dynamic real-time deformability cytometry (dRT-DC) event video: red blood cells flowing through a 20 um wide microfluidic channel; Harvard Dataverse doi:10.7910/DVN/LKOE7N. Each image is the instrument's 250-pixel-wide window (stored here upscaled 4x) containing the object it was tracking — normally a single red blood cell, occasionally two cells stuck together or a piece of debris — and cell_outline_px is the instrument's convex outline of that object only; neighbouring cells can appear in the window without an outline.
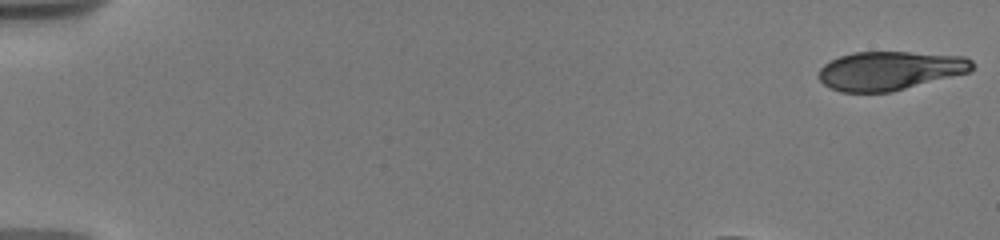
{"species": "human", "species_latin": "Homo sapiens", "temperature_condition": "warm", "stored_images_in_passage": 34, "camera_frame_rate_fps": 3000, "um_per_image_px": 0.085, "donor": {"sex": "male"}, "frame": {"image": 1, "passage_image": 1, "time_ms": 0.0, "image_size_px": [1000, 240], "cell_outline_px": [[972, 68], [968, 72], [888, 92], [840, 92], [824, 84], [820, 80], [820, 68], [824, 64], [840, 56], [852, 52], [908, 52], [964, 56], [972, 60]], "centroid_in_image_um": [75.61, 5.99], "position_along_channel_um": 9.4, "area_um2": 34.1}}
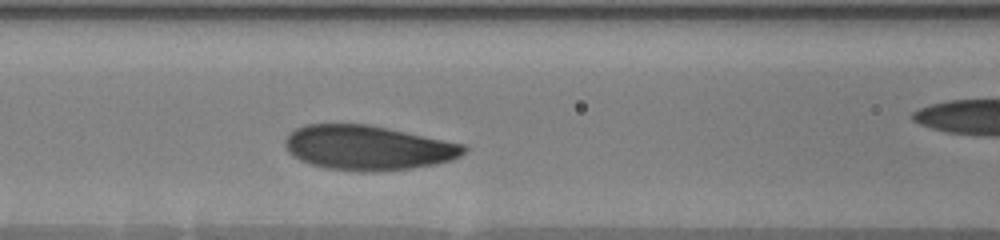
{"frame": {"image": 2, "passage_image": 19, "time_ms": 6.667, "image_size_px": [1000, 240], "cell_outline_px": [[468, 148], [460, 156], [452, 160], [436, 164], [408, 168], [372, 172], [360, 172], [324, 168], [308, 164], [292, 156], [288, 152], [284, 144], [284, 140], [296, 128], [304, 124], [368, 124], [388, 128], [464, 144]], "centroid_in_image_um": [31.24, 12.56], "position_along_channel_um": 135.4, "area_um2": 46.64}}
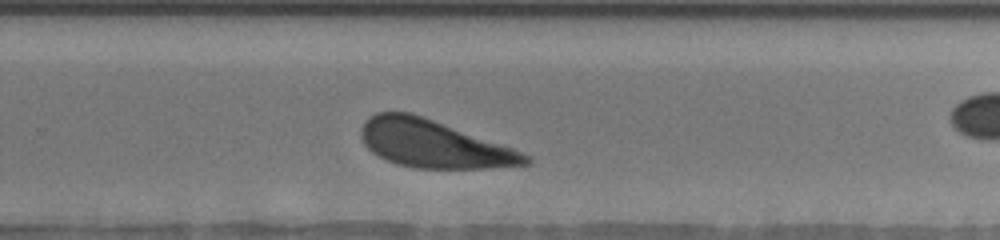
{"frame": {"image": 3, "passage_image": 31, "time_ms": 11.0, "image_size_px": [1000, 240], "cell_outline_px": [[532, 160], [528, 164], [488, 168], [412, 168], [396, 164], [372, 152], [364, 144], [360, 136], [360, 128], [364, 120], [376, 112], [412, 112], [512, 148], [528, 156]], "centroid_in_image_um": [36.79, 12.22], "position_along_channel_um": 293.0, "area_um2": 45.26}}